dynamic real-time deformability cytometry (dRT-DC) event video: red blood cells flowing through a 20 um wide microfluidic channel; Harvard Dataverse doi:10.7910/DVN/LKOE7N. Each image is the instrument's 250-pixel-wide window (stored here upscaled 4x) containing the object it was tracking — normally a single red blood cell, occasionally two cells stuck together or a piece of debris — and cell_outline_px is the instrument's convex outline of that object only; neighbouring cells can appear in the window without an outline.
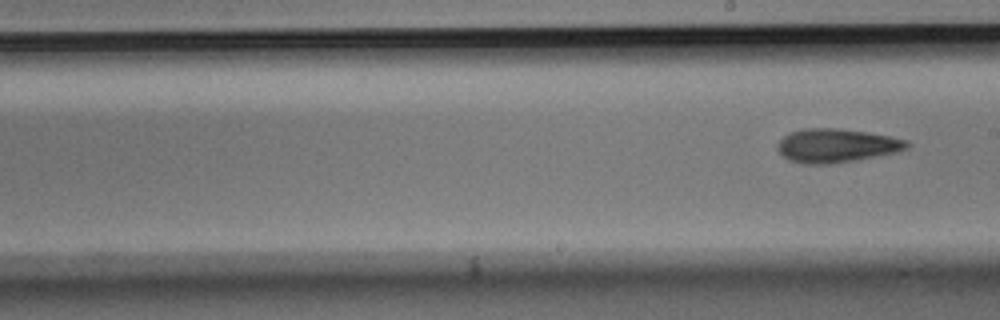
{"species": "Egyptian fruit bat (a non-hibernating species)", "species_latin": "Rousettus aegyptiacus", "temperature_condition": "room temperature", "stored_images_in_passage": 7, "segment_of_instrument_passage": [2, 2], "camera_frame_rate_fps": 3000, "um_per_image_px": 0.085, "animal": {"sex": "male"}, "frame": {"image": 1, "passage_image": 7, "time_ms": 2.0, "image_size_px": [1000, 320], "cell_outline_px": [[912, 144], [908, 148], [896, 152], [856, 160], [832, 164], [804, 164], [788, 160], [776, 148], [776, 144], [784, 136], [792, 132], [804, 128], [836, 128], [864, 132], [888, 136], [908, 140]], "centroid_in_image_um": [71.09, 12.38], "position_along_channel_um": 217.9, "area_um2": 25.37}}